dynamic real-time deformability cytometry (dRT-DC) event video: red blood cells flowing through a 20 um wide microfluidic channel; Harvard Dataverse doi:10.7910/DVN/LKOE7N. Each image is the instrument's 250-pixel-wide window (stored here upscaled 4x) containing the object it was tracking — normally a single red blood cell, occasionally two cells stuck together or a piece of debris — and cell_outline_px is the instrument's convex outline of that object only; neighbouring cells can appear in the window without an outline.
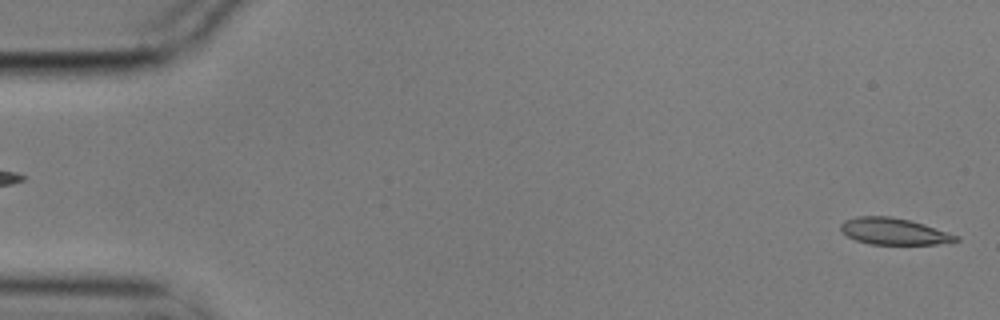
{"species": "common noctule bat (a hibernating species)", "species_latin": "Nyctalus noctula", "temperature_condition": "cold", "stored_images_in_passage": 3, "segment_of_instrument_passage": [2, 2], "camera_frame_rate_fps": 3000, "um_per_image_px": 0.085, "animal": {"sex": "male", "body_mass_g": 17.9}, "frame": {"image": 1, "passage_image": 3, "time_ms": 0.667, "image_size_px": [1000, 320], "cell_outline_px": [[960, 240], [936, 244], [868, 244], [856, 240], [840, 232], [840, 224], [844, 220], [856, 216], [888, 216], [908, 220], [924, 224], [960, 236]], "centroid_in_image_um": [75.94, 19.66], "position_along_channel_um": 9.1, "area_um2": 17.86}}